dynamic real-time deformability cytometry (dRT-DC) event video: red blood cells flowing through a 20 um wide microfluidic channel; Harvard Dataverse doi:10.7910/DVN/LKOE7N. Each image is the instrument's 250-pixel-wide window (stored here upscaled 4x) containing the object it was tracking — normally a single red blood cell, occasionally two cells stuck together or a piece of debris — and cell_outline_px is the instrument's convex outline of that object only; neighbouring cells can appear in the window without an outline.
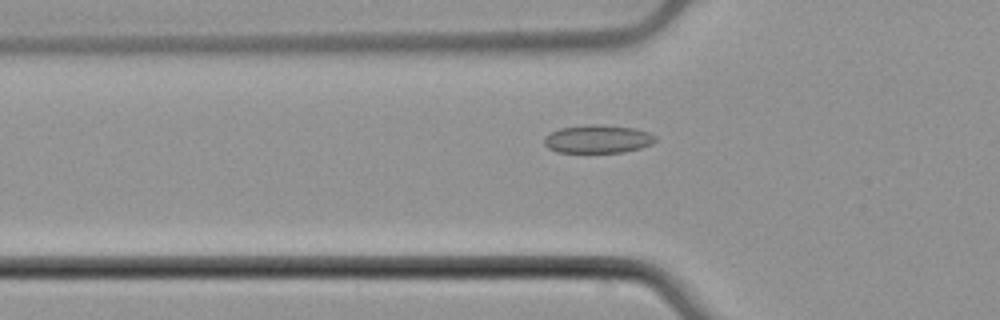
{"species": "common noctule bat (a hibernating species)", "species_latin": "Nyctalus noctula", "temperature_condition": "cold", "stored_images_in_passage": 53, "camera_frame_rate_fps": 3000, "um_per_image_px": 0.085, "animal": {"sex": "male", "body_mass_g": 21.5, "forearm_length_mm": 52.0}, "frame": {"image": 1, "passage_image": 18, "time_ms": 5.667, "image_size_px": [1000, 320], "cell_outline_px": [[656, 140], [652, 144], [640, 148], [624, 152], [556, 152], [548, 148], [544, 144], [544, 136], [560, 128], [588, 124], [604, 124], [636, 128], [648, 132], [656, 136]], "centroid_in_image_um": [50.82, 11.8], "position_along_channel_um": 75.0, "area_um2": 18.44}}
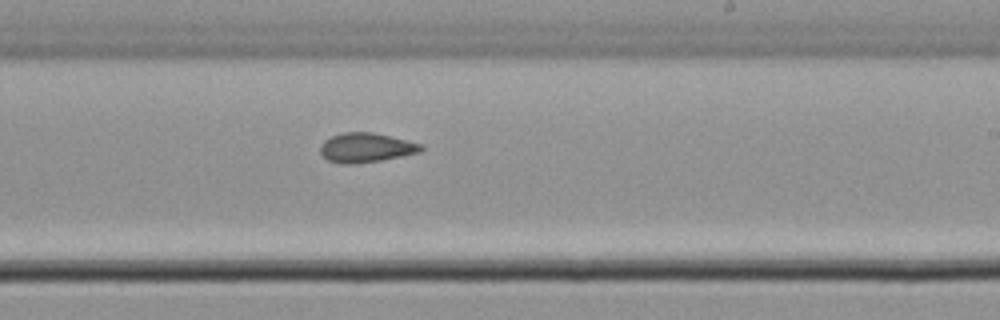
{"frame": {"image": 2, "passage_image": 32, "time_ms": 10.333, "image_size_px": [1000, 320], "cell_outline_px": [[424, 148], [420, 152], [380, 160], [352, 164], [340, 164], [328, 160], [320, 152], [320, 144], [324, 140], [332, 136], [344, 132], [372, 132], [424, 144]], "centroid_in_image_um": [31.1, 12.54], "position_along_channel_um": 257.9, "area_um2": 17.22}}
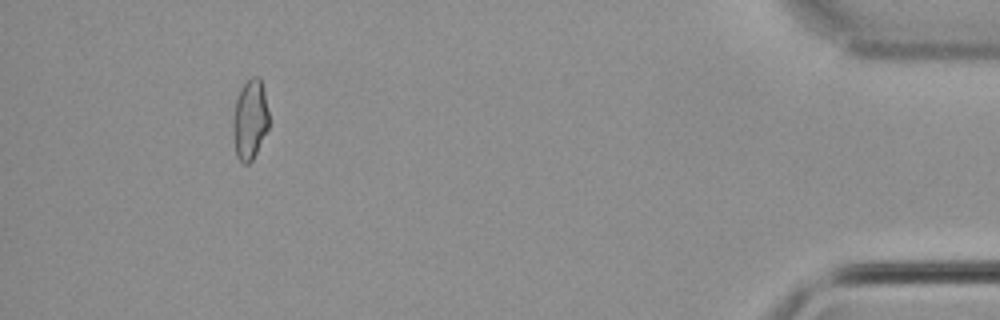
{"frame": {"image": 3, "passage_image": 49, "time_ms": 16.0, "image_size_px": [1000, 320], "cell_outline_px": [[268, 128], [252, 160], [248, 164], [244, 164], [236, 156], [232, 124], [232, 116], [236, 100], [240, 88], [252, 76], [260, 76], [264, 92], [268, 112]], "centroid_in_image_um": [21.23, 10.15], "position_along_channel_um": 414.0, "area_um2": 16.65}, "authors_computed_cell_mechanics": {"area_um2": 17.4556, "velocity_mm_per_s": 3.9218, "shape_relaxation_time_tau1_ms": null, "shape_relaxation_time_tau2_ms": 2.8092, "deformation_change_tau1": null, "deformation_change_tau2": 0.0894}}